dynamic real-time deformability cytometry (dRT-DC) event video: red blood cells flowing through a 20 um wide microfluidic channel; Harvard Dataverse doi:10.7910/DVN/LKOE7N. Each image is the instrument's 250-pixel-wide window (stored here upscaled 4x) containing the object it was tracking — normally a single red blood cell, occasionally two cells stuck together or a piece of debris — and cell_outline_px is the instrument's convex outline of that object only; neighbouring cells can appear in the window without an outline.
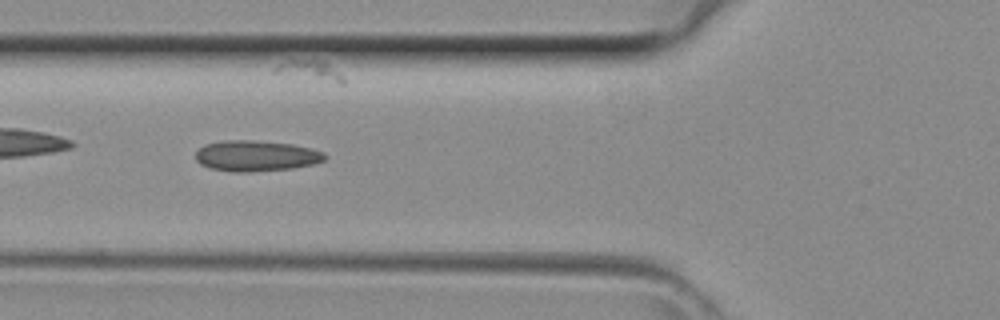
{"species": "common noctule bat (a hibernating species)", "species_latin": "Nyctalus noctula", "temperature_condition": "room temperature", "stored_images_in_passage": 25, "camera_frame_rate_fps": 3000, "um_per_image_px": 0.085, "animal": {"sex": "female", "body_mass_g": 29.2, "forearm_length_mm": 56.3}, "frame": {"image": 1, "passage_image": 4, "time_ms": 1.0, "image_size_px": [1000, 320], "cell_outline_px": [[324, 160], [312, 164], [292, 168], [248, 172], [232, 172], [212, 168], [200, 164], [196, 160], [196, 152], [204, 144], [224, 140], [252, 140], [292, 144], [312, 148], [324, 152]], "centroid_in_image_um": [21.74, 13.24], "position_along_channel_um": 104.1, "area_um2": 23.06}}